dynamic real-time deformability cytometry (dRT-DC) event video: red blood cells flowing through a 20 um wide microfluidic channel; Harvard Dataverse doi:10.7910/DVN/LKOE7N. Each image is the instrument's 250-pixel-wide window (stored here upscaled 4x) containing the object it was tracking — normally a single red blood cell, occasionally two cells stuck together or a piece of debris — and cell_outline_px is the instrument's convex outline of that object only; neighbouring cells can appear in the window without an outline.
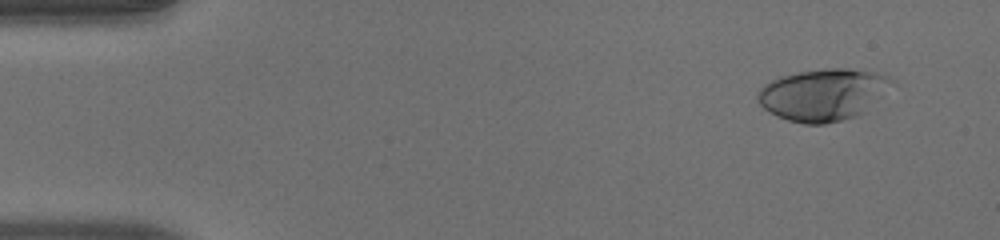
{"species": "human", "species_latin": "Homo sapiens", "temperature_condition": "warm", "stored_images_in_passage": 51, "camera_frame_rate_fps": 3000, "um_per_image_px": 0.085, "donor": {"sex": "male"}, "frame": {"image": 1, "passage_image": 4, "time_ms": 1.0, "image_size_px": [1000, 240], "cell_outline_px": [[896, 80], [860, 116], [824, 124], [804, 124], [788, 120], [776, 116], [768, 112], [756, 100], [756, 92], [764, 84], [780, 76], [800, 72], [828, 68], [848, 68], [872, 72], [888, 76]], "centroid_in_image_um": [69.92, 8.05], "position_along_channel_um": 15.1, "area_um2": 40.52}}
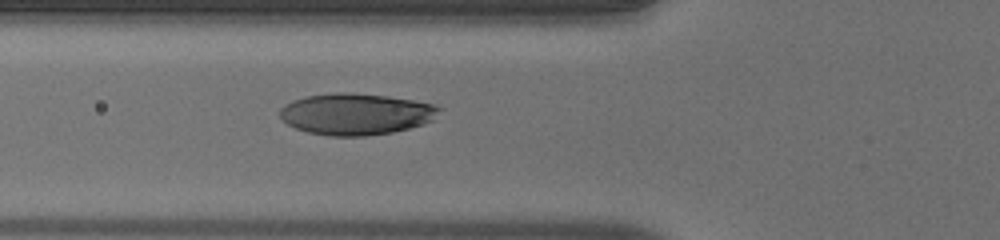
{"frame": {"image": 2, "passage_image": 19, "time_ms": 6.0, "image_size_px": [1000, 240], "cell_outline_px": [[444, 108], [432, 120], [424, 124], [392, 132], [364, 136], [328, 136], [308, 132], [296, 128], [288, 124], [280, 116], [280, 108], [284, 104], [292, 100], [304, 96], [336, 92], [344, 92], [388, 96], [436, 104]], "centroid_in_image_um": [30.27, 9.68], "position_along_channel_um": 95.5, "area_um2": 38.67}}
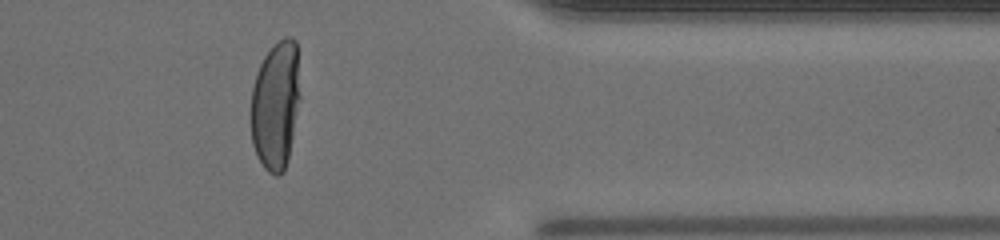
{"frame": {"image": 3, "passage_image": 42, "time_ms": 13.667, "image_size_px": [1000, 240], "cell_outline_px": [[300, 100], [288, 160], [284, 172], [280, 176], [276, 176], [268, 172], [264, 168], [256, 156], [252, 144], [252, 88], [256, 72], [264, 56], [272, 44], [288, 36], [292, 36], [296, 40], [300, 96]], "centroid_in_image_um": [23.44, 8.95], "position_along_channel_um": 388.0, "area_um2": 37.22}, "authors_computed_cell_mechanics": {"area_um2": 38.8994, "velocity_mm_per_s": 4.033, "shape_relaxation_time_tau1_ms": 7.6899, "shape_relaxation_time_tau2_ms": null, "deformation_change_tau1": 0.3558, "deformation_change_tau2": null}}